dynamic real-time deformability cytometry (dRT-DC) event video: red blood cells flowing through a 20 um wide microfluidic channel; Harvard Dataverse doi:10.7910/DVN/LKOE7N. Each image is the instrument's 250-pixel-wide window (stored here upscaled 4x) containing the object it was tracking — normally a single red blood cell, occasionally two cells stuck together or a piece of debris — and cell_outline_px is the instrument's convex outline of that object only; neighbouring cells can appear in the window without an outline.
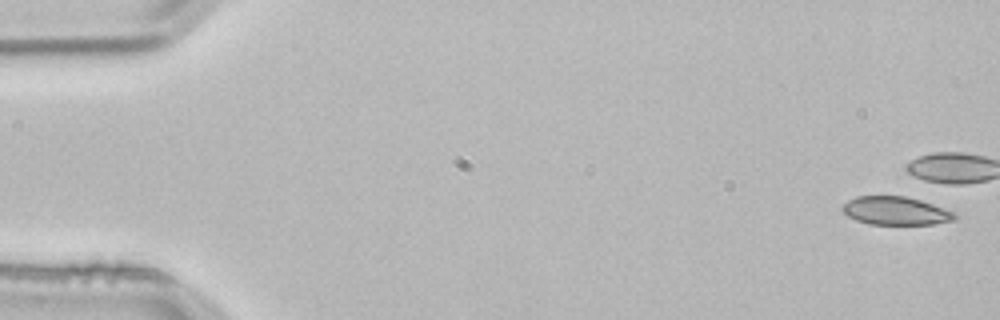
{"species": "common noctule bat (a hibernating species)", "species_latin": "Nyctalus noctula", "temperature_condition": "room temperature", "stored_images_in_passage": 5, "camera_frame_rate_fps": 3000, "um_per_image_px": 0.085, "animal": {"sex": "male", "body_mass_g": 21.5, "forearm_length_mm": 52.0}, "frame": {"image": 1, "passage_image": 1, "time_ms": 0.0, "image_size_px": [1000, 320], "cell_outline_px": [[956, 220], [932, 224], [868, 224], [856, 220], [848, 216], [840, 208], [848, 200], [856, 196], [904, 196], [920, 200], [956, 212]], "centroid_in_image_um": [76.13, 17.92], "position_along_channel_um": 8.9, "area_um2": 18.5}}